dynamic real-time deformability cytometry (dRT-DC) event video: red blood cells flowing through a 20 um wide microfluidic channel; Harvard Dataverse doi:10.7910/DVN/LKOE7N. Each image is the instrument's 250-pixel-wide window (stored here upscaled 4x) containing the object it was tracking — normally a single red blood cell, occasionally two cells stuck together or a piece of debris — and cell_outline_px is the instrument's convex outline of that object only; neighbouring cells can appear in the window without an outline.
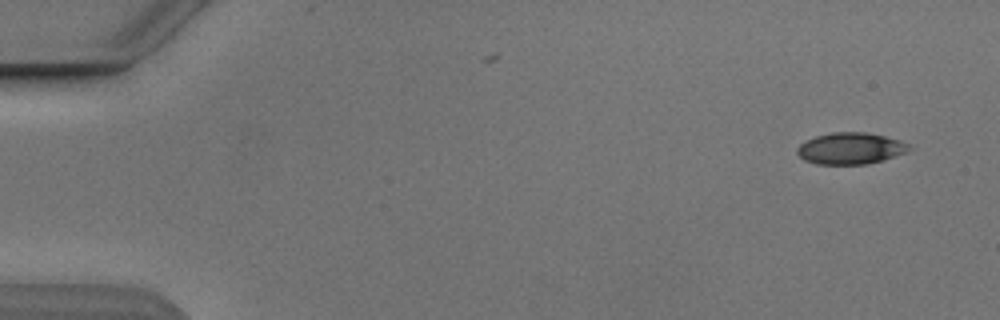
{"species": "Egyptian fruit bat (a non-hibernating species)", "species_latin": "Rousettus aegyptiacus", "temperature_condition": "cold", "stored_images_in_passage": 5, "segment_of_instrument_passage": [1, 2], "camera_frame_rate_fps": 3000, "um_per_image_px": 0.085, "animal": {"sex": "male"}, "frame": {"image": 1, "passage_image": 1, "time_ms": 0.0, "image_size_px": [1000, 320], "cell_outline_px": [[912, 148], [904, 152], [884, 160], [868, 164], [816, 164], [804, 160], [796, 152], [796, 148], [800, 144], [816, 136], [832, 132], [864, 132], [884, 136], [900, 140], [908, 144]], "centroid_in_image_um": [72.27, 12.62], "position_along_channel_um": 12.7, "area_um2": 20.46}}
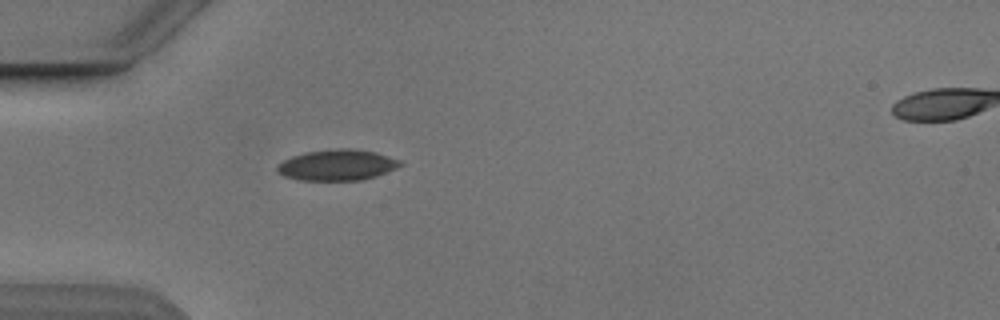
{"frame": {"image": 2, "passage_image": 4, "time_ms": 4.333, "image_size_px": [1000, 320], "cell_outline_px": [[404, 164], [396, 168], [376, 176], [360, 180], [300, 180], [284, 176], [276, 172], [276, 168], [284, 160], [292, 156], [304, 152], [336, 148], [352, 148], [376, 152], [400, 160]], "centroid_in_image_um": [28.66, 14.02], "position_along_channel_um": 56.3, "area_um2": 22.2}}